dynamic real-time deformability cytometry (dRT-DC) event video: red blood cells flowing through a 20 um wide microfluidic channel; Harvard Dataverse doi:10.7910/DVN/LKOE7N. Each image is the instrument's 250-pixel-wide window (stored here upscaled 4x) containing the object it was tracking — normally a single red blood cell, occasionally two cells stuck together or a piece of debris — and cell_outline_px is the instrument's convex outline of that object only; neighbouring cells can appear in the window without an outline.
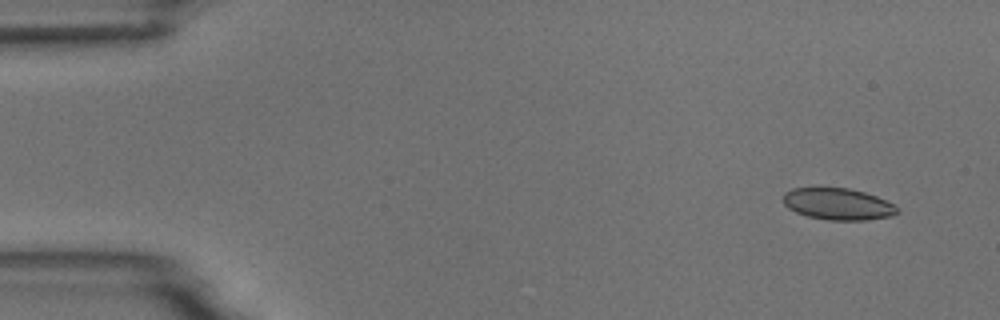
{"species": "common noctule bat (a hibernating species)", "species_latin": "Nyctalus noctula", "temperature_condition": "room temperature", "stored_images_in_passage": 4, "camera_frame_rate_fps": 3000, "um_per_image_px": 0.085, "animal": {"sex": "male", "body_mass_g": 18.8}, "frame": {"image": 1, "passage_image": 1, "time_ms": 0.0, "image_size_px": [1000, 320], "cell_outline_px": [[900, 212], [892, 216], [868, 220], [828, 220], [808, 216], [796, 212], [788, 208], [784, 204], [784, 192], [792, 188], [848, 188], [864, 192], [876, 196], [900, 208]], "centroid_in_image_um": [71.24, 17.35], "position_along_channel_um": 13.8, "area_um2": 21.04}}
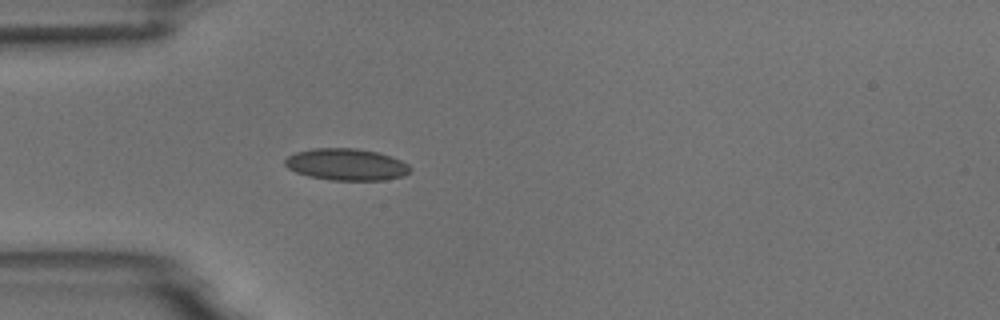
{"frame": {"image": 2, "passage_image": 4, "time_ms": 4.0, "image_size_px": [1000, 320], "cell_outline_px": [[412, 168], [404, 176], [388, 180], [332, 180], [308, 176], [296, 172], [288, 168], [284, 164], [284, 160], [288, 156], [296, 152], [312, 148], [356, 148], [376, 152], [392, 156], [408, 164]], "centroid_in_image_um": [29.45, 13.98], "position_along_channel_um": 55.6, "area_um2": 23.29}}